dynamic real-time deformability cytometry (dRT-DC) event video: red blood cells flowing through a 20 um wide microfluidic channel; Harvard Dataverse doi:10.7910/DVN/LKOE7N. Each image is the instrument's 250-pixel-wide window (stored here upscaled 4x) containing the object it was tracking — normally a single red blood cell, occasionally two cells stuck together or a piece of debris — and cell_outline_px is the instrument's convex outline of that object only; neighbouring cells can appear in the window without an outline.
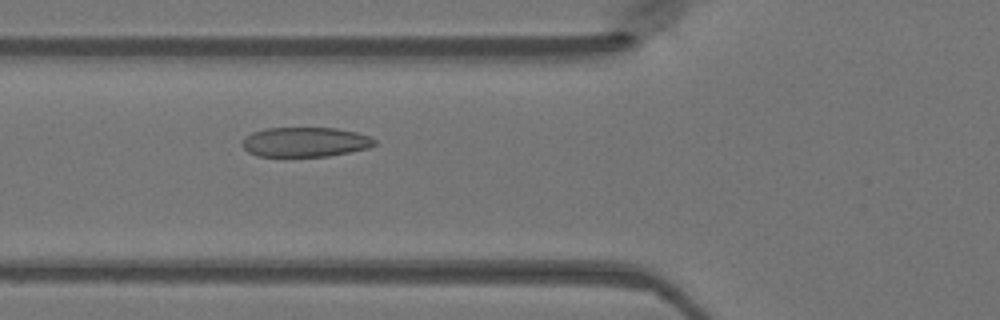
{"species": "Egyptian fruit bat (a non-hibernating species)", "species_latin": "Rousettus aegyptiacus", "temperature_condition": "warm", "stored_images_in_passage": 37, "camera_frame_rate_fps": 3000, "um_per_image_px": 0.085, "animal": {"sex": "female"}, "frame": {"image": 1, "passage_image": 10, "time_ms": 3.0, "image_size_px": [1000, 320], "cell_outline_px": [[376, 144], [368, 148], [328, 156], [256, 156], [248, 152], [240, 144], [244, 136], [252, 132], [268, 128], [336, 128], [356, 132], [368, 136], [376, 140]], "centroid_in_image_um": [25.9, 12.07], "position_along_channel_um": 99.9, "area_um2": 22.89}}
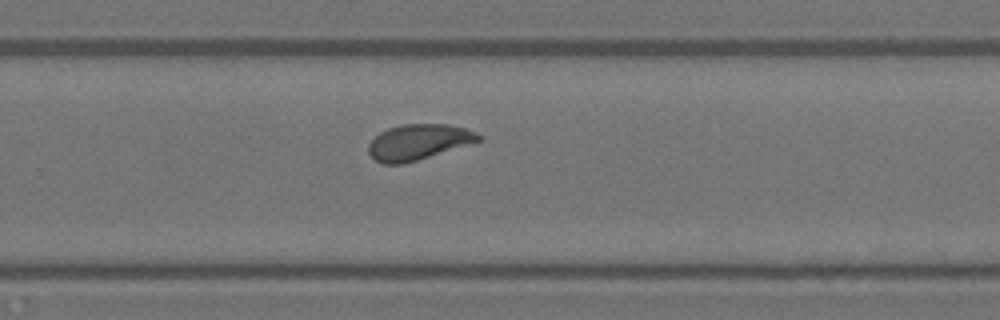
{"frame": {"image": 2, "passage_image": 24, "time_ms": 7.667, "image_size_px": [1000, 320], "cell_outline_px": [[484, 136], [480, 140], [404, 164], [384, 164], [376, 160], [368, 152], [368, 144], [380, 132], [388, 128], [404, 124], [448, 124], [464, 128], [476, 132]], "centroid_in_image_um": [35.54, 12.06], "position_along_channel_um": 294.3, "area_um2": 22.48}}
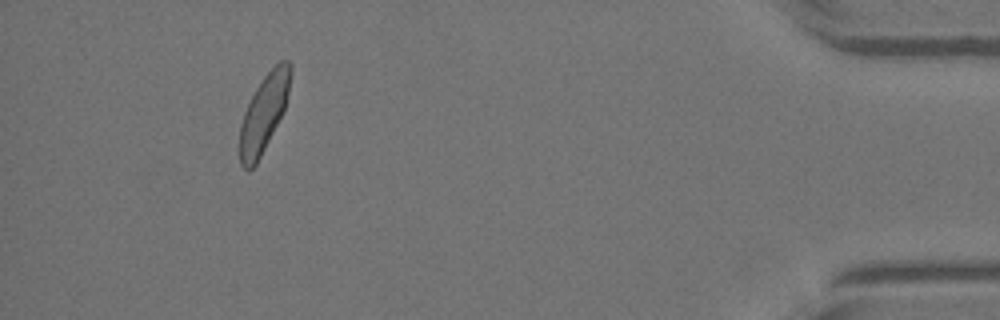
{"frame": {"image": 3, "passage_image": 37, "time_ms": 12.0, "image_size_px": [1000, 320], "cell_outline_px": [[292, 72], [284, 112], [256, 164], [248, 172], [240, 164], [240, 124], [244, 112], [256, 88], [264, 76], [280, 60], [288, 60], [292, 64]], "centroid_in_image_um": [22.44, 9.61], "position_along_channel_um": 412.8, "area_um2": 22.72}}